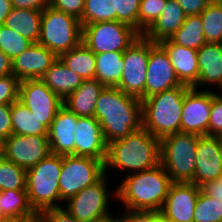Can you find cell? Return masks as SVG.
I'll list each match as a JSON object with an SVG mask.
<instances>
[{"instance_id":"cell-43","label":"cell","mask_w":222,"mask_h":222,"mask_svg":"<svg viewBox=\"0 0 222 222\" xmlns=\"http://www.w3.org/2000/svg\"><path fill=\"white\" fill-rule=\"evenodd\" d=\"M38 222H79L63 207L46 209L38 213Z\"/></svg>"},{"instance_id":"cell-7","label":"cell","mask_w":222,"mask_h":222,"mask_svg":"<svg viewBox=\"0 0 222 222\" xmlns=\"http://www.w3.org/2000/svg\"><path fill=\"white\" fill-rule=\"evenodd\" d=\"M83 26L80 20L54 9L42 11L38 44L43 45L58 57L82 43Z\"/></svg>"},{"instance_id":"cell-29","label":"cell","mask_w":222,"mask_h":222,"mask_svg":"<svg viewBox=\"0 0 222 222\" xmlns=\"http://www.w3.org/2000/svg\"><path fill=\"white\" fill-rule=\"evenodd\" d=\"M11 119L12 134L48 136V129L19 100L12 103Z\"/></svg>"},{"instance_id":"cell-56","label":"cell","mask_w":222,"mask_h":222,"mask_svg":"<svg viewBox=\"0 0 222 222\" xmlns=\"http://www.w3.org/2000/svg\"><path fill=\"white\" fill-rule=\"evenodd\" d=\"M220 5H222V0H216Z\"/></svg>"},{"instance_id":"cell-1","label":"cell","mask_w":222,"mask_h":222,"mask_svg":"<svg viewBox=\"0 0 222 222\" xmlns=\"http://www.w3.org/2000/svg\"><path fill=\"white\" fill-rule=\"evenodd\" d=\"M107 145L143 127L142 101L117 87H104L94 111Z\"/></svg>"},{"instance_id":"cell-51","label":"cell","mask_w":222,"mask_h":222,"mask_svg":"<svg viewBox=\"0 0 222 222\" xmlns=\"http://www.w3.org/2000/svg\"><path fill=\"white\" fill-rule=\"evenodd\" d=\"M100 222H122V221H121V217L118 216V214H117V217L112 215L111 217L101 220Z\"/></svg>"},{"instance_id":"cell-8","label":"cell","mask_w":222,"mask_h":222,"mask_svg":"<svg viewBox=\"0 0 222 222\" xmlns=\"http://www.w3.org/2000/svg\"><path fill=\"white\" fill-rule=\"evenodd\" d=\"M105 175L102 160L78 155H62V168L59 179L61 200L66 202L85 187L98 182Z\"/></svg>"},{"instance_id":"cell-37","label":"cell","mask_w":222,"mask_h":222,"mask_svg":"<svg viewBox=\"0 0 222 222\" xmlns=\"http://www.w3.org/2000/svg\"><path fill=\"white\" fill-rule=\"evenodd\" d=\"M167 0H140L139 33L144 34L157 20Z\"/></svg>"},{"instance_id":"cell-22","label":"cell","mask_w":222,"mask_h":222,"mask_svg":"<svg viewBox=\"0 0 222 222\" xmlns=\"http://www.w3.org/2000/svg\"><path fill=\"white\" fill-rule=\"evenodd\" d=\"M199 77L193 88L222 86V44L206 43L197 50ZM200 86V87H199Z\"/></svg>"},{"instance_id":"cell-11","label":"cell","mask_w":222,"mask_h":222,"mask_svg":"<svg viewBox=\"0 0 222 222\" xmlns=\"http://www.w3.org/2000/svg\"><path fill=\"white\" fill-rule=\"evenodd\" d=\"M150 40L141 34L123 53L124 68L117 88L126 95L145 99Z\"/></svg>"},{"instance_id":"cell-31","label":"cell","mask_w":222,"mask_h":222,"mask_svg":"<svg viewBox=\"0 0 222 222\" xmlns=\"http://www.w3.org/2000/svg\"><path fill=\"white\" fill-rule=\"evenodd\" d=\"M0 213L4 217L38 215L31 207L26 190L0 191Z\"/></svg>"},{"instance_id":"cell-40","label":"cell","mask_w":222,"mask_h":222,"mask_svg":"<svg viewBox=\"0 0 222 222\" xmlns=\"http://www.w3.org/2000/svg\"><path fill=\"white\" fill-rule=\"evenodd\" d=\"M19 83L13 74L0 77V104H12L18 100Z\"/></svg>"},{"instance_id":"cell-41","label":"cell","mask_w":222,"mask_h":222,"mask_svg":"<svg viewBox=\"0 0 222 222\" xmlns=\"http://www.w3.org/2000/svg\"><path fill=\"white\" fill-rule=\"evenodd\" d=\"M85 0H50V6L56 10L80 20L83 15Z\"/></svg>"},{"instance_id":"cell-30","label":"cell","mask_w":222,"mask_h":222,"mask_svg":"<svg viewBox=\"0 0 222 222\" xmlns=\"http://www.w3.org/2000/svg\"><path fill=\"white\" fill-rule=\"evenodd\" d=\"M174 43L198 50L207 43L200 15H189L170 38Z\"/></svg>"},{"instance_id":"cell-24","label":"cell","mask_w":222,"mask_h":222,"mask_svg":"<svg viewBox=\"0 0 222 222\" xmlns=\"http://www.w3.org/2000/svg\"><path fill=\"white\" fill-rule=\"evenodd\" d=\"M41 80L62 101L77 90L83 82V79L67 68L59 57L45 72Z\"/></svg>"},{"instance_id":"cell-42","label":"cell","mask_w":222,"mask_h":222,"mask_svg":"<svg viewBox=\"0 0 222 222\" xmlns=\"http://www.w3.org/2000/svg\"><path fill=\"white\" fill-rule=\"evenodd\" d=\"M119 214L122 222H161L160 211H133L124 209Z\"/></svg>"},{"instance_id":"cell-45","label":"cell","mask_w":222,"mask_h":222,"mask_svg":"<svg viewBox=\"0 0 222 222\" xmlns=\"http://www.w3.org/2000/svg\"><path fill=\"white\" fill-rule=\"evenodd\" d=\"M213 0H176L183 12L189 15H200Z\"/></svg>"},{"instance_id":"cell-32","label":"cell","mask_w":222,"mask_h":222,"mask_svg":"<svg viewBox=\"0 0 222 222\" xmlns=\"http://www.w3.org/2000/svg\"><path fill=\"white\" fill-rule=\"evenodd\" d=\"M200 16L207 43L222 44V5L213 0Z\"/></svg>"},{"instance_id":"cell-3","label":"cell","mask_w":222,"mask_h":222,"mask_svg":"<svg viewBox=\"0 0 222 222\" xmlns=\"http://www.w3.org/2000/svg\"><path fill=\"white\" fill-rule=\"evenodd\" d=\"M160 164V140L143 127L107 146L105 174L108 168L125 175L152 169Z\"/></svg>"},{"instance_id":"cell-21","label":"cell","mask_w":222,"mask_h":222,"mask_svg":"<svg viewBox=\"0 0 222 222\" xmlns=\"http://www.w3.org/2000/svg\"><path fill=\"white\" fill-rule=\"evenodd\" d=\"M159 44L167 52L179 81L193 87L199 77L197 50L178 45L170 38L160 41Z\"/></svg>"},{"instance_id":"cell-46","label":"cell","mask_w":222,"mask_h":222,"mask_svg":"<svg viewBox=\"0 0 222 222\" xmlns=\"http://www.w3.org/2000/svg\"><path fill=\"white\" fill-rule=\"evenodd\" d=\"M12 8L43 11L50 6V0H11Z\"/></svg>"},{"instance_id":"cell-15","label":"cell","mask_w":222,"mask_h":222,"mask_svg":"<svg viewBox=\"0 0 222 222\" xmlns=\"http://www.w3.org/2000/svg\"><path fill=\"white\" fill-rule=\"evenodd\" d=\"M181 85L165 49L150 40L145 99Z\"/></svg>"},{"instance_id":"cell-14","label":"cell","mask_w":222,"mask_h":222,"mask_svg":"<svg viewBox=\"0 0 222 222\" xmlns=\"http://www.w3.org/2000/svg\"><path fill=\"white\" fill-rule=\"evenodd\" d=\"M212 91L190 87L183 99L180 132L208 135Z\"/></svg>"},{"instance_id":"cell-5","label":"cell","mask_w":222,"mask_h":222,"mask_svg":"<svg viewBox=\"0 0 222 222\" xmlns=\"http://www.w3.org/2000/svg\"><path fill=\"white\" fill-rule=\"evenodd\" d=\"M61 168L62 155L50 153L38 164L26 170V192L36 213L64 206L59 191Z\"/></svg>"},{"instance_id":"cell-27","label":"cell","mask_w":222,"mask_h":222,"mask_svg":"<svg viewBox=\"0 0 222 222\" xmlns=\"http://www.w3.org/2000/svg\"><path fill=\"white\" fill-rule=\"evenodd\" d=\"M124 52H104L95 54L96 70L94 79L105 87H117L122 77Z\"/></svg>"},{"instance_id":"cell-52","label":"cell","mask_w":222,"mask_h":222,"mask_svg":"<svg viewBox=\"0 0 222 222\" xmlns=\"http://www.w3.org/2000/svg\"><path fill=\"white\" fill-rule=\"evenodd\" d=\"M219 144H220V149H221V154H222V136H219Z\"/></svg>"},{"instance_id":"cell-2","label":"cell","mask_w":222,"mask_h":222,"mask_svg":"<svg viewBox=\"0 0 222 222\" xmlns=\"http://www.w3.org/2000/svg\"><path fill=\"white\" fill-rule=\"evenodd\" d=\"M172 184L165 168L156 167L126 175L116 188V200L123 209L133 211H160Z\"/></svg>"},{"instance_id":"cell-54","label":"cell","mask_w":222,"mask_h":222,"mask_svg":"<svg viewBox=\"0 0 222 222\" xmlns=\"http://www.w3.org/2000/svg\"><path fill=\"white\" fill-rule=\"evenodd\" d=\"M161 222H170V221H167L166 219H164L161 215Z\"/></svg>"},{"instance_id":"cell-34","label":"cell","mask_w":222,"mask_h":222,"mask_svg":"<svg viewBox=\"0 0 222 222\" xmlns=\"http://www.w3.org/2000/svg\"><path fill=\"white\" fill-rule=\"evenodd\" d=\"M26 190V170L0 157V191Z\"/></svg>"},{"instance_id":"cell-57","label":"cell","mask_w":222,"mask_h":222,"mask_svg":"<svg viewBox=\"0 0 222 222\" xmlns=\"http://www.w3.org/2000/svg\"><path fill=\"white\" fill-rule=\"evenodd\" d=\"M4 216L0 213V220L3 218Z\"/></svg>"},{"instance_id":"cell-13","label":"cell","mask_w":222,"mask_h":222,"mask_svg":"<svg viewBox=\"0 0 222 222\" xmlns=\"http://www.w3.org/2000/svg\"><path fill=\"white\" fill-rule=\"evenodd\" d=\"M50 153L48 136L12 134L3 141L2 156L24 170L32 168Z\"/></svg>"},{"instance_id":"cell-26","label":"cell","mask_w":222,"mask_h":222,"mask_svg":"<svg viewBox=\"0 0 222 222\" xmlns=\"http://www.w3.org/2000/svg\"><path fill=\"white\" fill-rule=\"evenodd\" d=\"M41 18L42 11L12 8L3 25L37 43L40 37Z\"/></svg>"},{"instance_id":"cell-9","label":"cell","mask_w":222,"mask_h":222,"mask_svg":"<svg viewBox=\"0 0 222 222\" xmlns=\"http://www.w3.org/2000/svg\"><path fill=\"white\" fill-rule=\"evenodd\" d=\"M141 34L120 21H105L83 26L82 43L95 54L124 52Z\"/></svg>"},{"instance_id":"cell-55","label":"cell","mask_w":222,"mask_h":222,"mask_svg":"<svg viewBox=\"0 0 222 222\" xmlns=\"http://www.w3.org/2000/svg\"><path fill=\"white\" fill-rule=\"evenodd\" d=\"M217 90H220V92L218 94L221 95L222 94V86L220 87V89H217Z\"/></svg>"},{"instance_id":"cell-19","label":"cell","mask_w":222,"mask_h":222,"mask_svg":"<svg viewBox=\"0 0 222 222\" xmlns=\"http://www.w3.org/2000/svg\"><path fill=\"white\" fill-rule=\"evenodd\" d=\"M58 56L38 43L12 60V74L19 80L41 79Z\"/></svg>"},{"instance_id":"cell-36","label":"cell","mask_w":222,"mask_h":222,"mask_svg":"<svg viewBox=\"0 0 222 222\" xmlns=\"http://www.w3.org/2000/svg\"><path fill=\"white\" fill-rule=\"evenodd\" d=\"M34 43L14 30L0 25V51L8 55L11 60L30 48Z\"/></svg>"},{"instance_id":"cell-16","label":"cell","mask_w":222,"mask_h":222,"mask_svg":"<svg viewBox=\"0 0 222 222\" xmlns=\"http://www.w3.org/2000/svg\"><path fill=\"white\" fill-rule=\"evenodd\" d=\"M200 190L192 182L172 183L160 210L162 217L170 222H193Z\"/></svg>"},{"instance_id":"cell-38","label":"cell","mask_w":222,"mask_h":222,"mask_svg":"<svg viewBox=\"0 0 222 222\" xmlns=\"http://www.w3.org/2000/svg\"><path fill=\"white\" fill-rule=\"evenodd\" d=\"M115 20L126 23L139 32L140 0H114Z\"/></svg>"},{"instance_id":"cell-23","label":"cell","mask_w":222,"mask_h":222,"mask_svg":"<svg viewBox=\"0 0 222 222\" xmlns=\"http://www.w3.org/2000/svg\"><path fill=\"white\" fill-rule=\"evenodd\" d=\"M186 17L176 0H167L157 20L143 35L154 43L171 38L183 25Z\"/></svg>"},{"instance_id":"cell-6","label":"cell","mask_w":222,"mask_h":222,"mask_svg":"<svg viewBox=\"0 0 222 222\" xmlns=\"http://www.w3.org/2000/svg\"><path fill=\"white\" fill-rule=\"evenodd\" d=\"M199 135L175 133L160 140V164L172 183H194Z\"/></svg>"},{"instance_id":"cell-35","label":"cell","mask_w":222,"mask_h":222,"mask_svg":"<svg viewBox=\"0 0 222 222\" xmlns=\"http://www.w3.org/2000/svg\"><path fill=\"white\" fill-rule=\"evenodd\" d=\"M193 222H222V200L211 198L200 190Z\"/></svg>"},{"instance_id":"cell-33","label":"cell","mask_w":222,"mask_h":222,"mask_svg":"<svg viewBox=\"0 0 222 222\" xmlns=\"http://www.w3.org/2000/svg\"><path fill=\"white\" fill-rule=\"evenodd\" d=\"M105 21H115L114 0H85L82 26Z\"/></svg>"},{"instance_id":"cell-44","label":"cell","mask_w":222,"mask_h":222,"mask_svg":"<svg viewBox=\"0 0 222 222\" xmlns=\"http://www.w3.org/2000/svg\"><path fill=\"white\" fill-rule=\"evenodd\" d=\"M12 104H0V140L12 135V119H11Z\"/></svg>"},{"instance_id":"cell-17","label":"cell","mask_w":222,"mask_h":222,"mask_svg":"<svg viewBox=\"0 0 222 222\" xmlns=\"http://www.w3.org/2000/svg\"><path fill=\"white\" fill-rule=\"evenodd\" d=\"M222 177V154L219 136H199L196 148L194 184L201 187Z\"/></svg>"},{"instance_id":"cell-25","label":"cell","mask_w":222,"mask_h":222,"mask_svg":"<svg viewBox=\"0 0 222 222\" xmlns=\"http://www.w3.org/2000/svg\"><path fill=\"white\" fill-rule=\"evenodd\" d=\"M104 87L95 79L83 80L80 87L63 101V105L78 117H94L96 102Z\"/></svg>"},{"instance_id":"cell-53","label":"cell","mask_w":222,"mask_h":222,"mask_svg":"<svg viewBox=\"0 0 222 222\" xmlns=\"http://www.w3.org/2000/svg\"><path fill=\"white\" fill-rule=\"evenodd\" d=\"M2 146H3V142L0 140V157L2 156Z\"/></svg>"},{"instance_id":"cell-28","label":"cell","mask_w":222,"mask_h":222,"mask_svg":"<svg viewBox=\"0 0 222 222\" xmlns=\"http://www.w3.org/2000/svg\"><path fill=\"white\" fill-rule=\"evenodd\" d=\"M59 58L67 68L77 73L83 80L94 79L96 70L95 53L85 44L62 53Z\"/></svg>"},{"instance_id":"cell-18","label":"cell","mask_w":222,"mask_h":222,"mask_svg":"<svg viewBox=\"0 0 222 222\" xmlns=\"http://www.w3.org/2000/svg\"><path fill=\"white\" fill-rule=\"evenodd\" d=\"M75 155L102 160L107 156V143L99 121L94 117H78L74 131Z\"/></svg>"},{"instance_id":"cell-4","label":"cell","mask_w":222,"mask_h":222,"mask_svg":"<svg viewBox=\"0 0 222 222\" xmlns=\"http://www.w3.org/2000/svg\"><path fill=\"white\" fill-rule=\"evenodd\" d=\"M189 88L183 84L142 100L143 128L159 140L179 133L183 99Z\"/></svg>"},{"instance_id":"cell-10","label":"cell","mask_w":222,"mask_h":222,"mask_svg":"<svg viewBox=\"0 0 222 222\" xmlns=\"http://www.w3.org/2000/svg\"><path fill=\"white\" fill-rule=\"evenodd\" d=\"M108 175L69 198L63 208L79 222H100L112 216L109 198L116 199V190L108 192ZM110 193V194H109ZM66 205V206H65Z\"/></svg>"},{"instance_id":"cell-39","label":"cell","mask_w":222,"mask_h":222,"mask_svg":"<svg viewBox=\"0 0 222 222\" xmlns=\"http://www.w3.org/2000/svg\"><path fill=\"white\" fill-rule=\"evenodd\" d=\"M208 135L222 136V96L213 90Z\"/></svg>"},{"instance_id":"cell-20","label":"cell","mask_w":222,"mask_h":222,"mask_svg":"<svg viewBox=\"0 0 222 222\" xmlns=\"http://www.w3.org/2000/svg\"><path fill=\"white\" fill-rule=\"evenodd\" d=\"M78 116L62 105L48 129V140L52 154L75 155L74 131Z\"/></svg>"},{"instance_id":"cell-48","label":"cell","mask_w":222,"mask_h":222,"mask_svg":"<svg viewBox=\"0 0 222 222\" xmlns=\"http://www.w3.org/2000/svg\"><path fill=\"white\" fill-rule=\"evenodd\" d=\"M12 74V60L11 58L0 51V77Z\"/></svg>"},{"instance_id":"cell-47","label":"cell","mask_w":222,"mask_h":222,"mask_svg":"<svg viewBox=\"0 0 222 222\" xmlns=\"http://www.w3.org/2000/svg\"><path fill=\"white\" fill-rule=\"evenodd\" d=\"M200 188L201 191L207 196L222 200V177L209 181Z\"/></svg>"},{"instance_id":"cell-12","label":"cell","mask_w":222,"mask_h":222,"mask_svg":"<svg viewBox=\"0 0 222 222\" xmlns=\"http://www.w3.org/2000/svg\"><path fill=\"white\" fill-rule=\"evenodd\" d=\"M18 100L49 129L63 101L41 79L21 80Z\"/></svg>"},{"instance_id":"cell-49","label":"cell","mask_w":222,"mask_h":222,"mask_svg":"<svg viewBox=\"0 0 222 222\" xmlns=\"http://www.w3.org/2000/svg\"><path fill=\"white\" fill-rule=\"evenodd\" d=\"M0 222H38V215H22L18 217H3Z\"/></svg>"},{"instance_id":"cell-50","label":"cell","mask_w":222,"mask_h":222,"mask_svg":"<svg viewBox=\"0 0 222 222\" xmlns=\"http://www.w3.org/2000/svg\"><path fill=\"white\" fill-rule=\"evenodd\" d=\"M12 9L11 0H0V25L4 24L5 18Z\"/></svg>"}]
</instances>
